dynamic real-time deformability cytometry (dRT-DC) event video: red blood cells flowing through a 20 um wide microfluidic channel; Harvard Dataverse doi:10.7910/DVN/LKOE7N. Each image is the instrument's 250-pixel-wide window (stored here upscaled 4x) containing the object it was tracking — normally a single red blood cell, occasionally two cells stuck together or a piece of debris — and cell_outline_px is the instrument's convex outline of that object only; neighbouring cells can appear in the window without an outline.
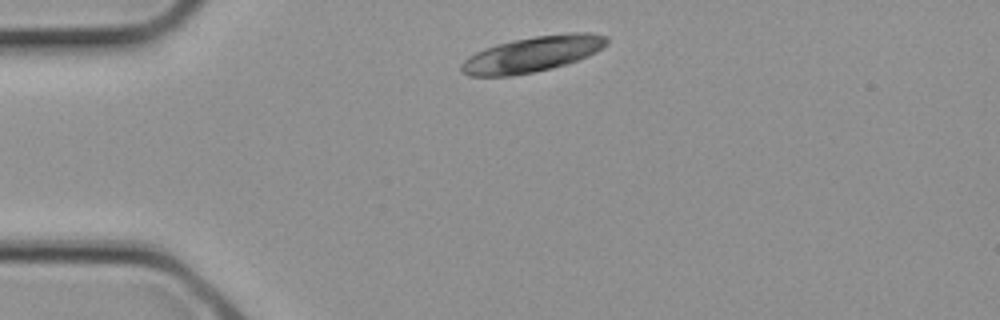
{"species": "common noctule bat (a hibernating species)", "species_latin": "Nyctalus noctula", "temperature_condition": "cold", "stored_images_in_passage": 2, "camera_frame_rate_fps": 3000, "um_per_image_px": 0.085, "animal": {"sex": "female", "body_mass_g": 21.9}, "frame": {"image": 1, "passage_image": 2, "time_ms": 0.333, "image_size_px": [1000, 320], "cell_outline_px": [[608, 44], [596, 52], [588, 56], [552, 68], [512, 76], [468, 76], [460, 72], [460, 64], [468, 56], [484, 48], [496, 44], [512, 40], [536, 36], [572, 32], [588, 32], [608, 36]], "centroid_in_image_um": [45.24, 4.6], "position_along_channel_um": 39.8, "area_um2": 30.29}}